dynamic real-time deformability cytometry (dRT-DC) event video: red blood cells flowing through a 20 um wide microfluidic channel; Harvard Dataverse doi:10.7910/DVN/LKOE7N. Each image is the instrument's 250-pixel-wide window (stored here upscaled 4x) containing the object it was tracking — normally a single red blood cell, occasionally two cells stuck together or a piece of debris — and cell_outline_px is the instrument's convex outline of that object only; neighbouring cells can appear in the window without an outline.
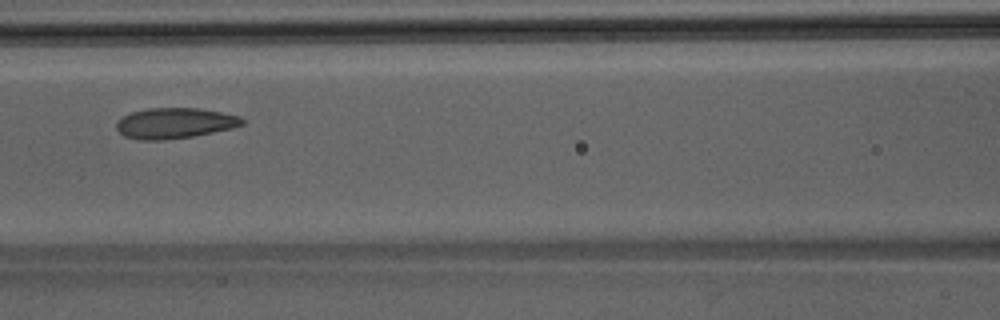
{"species": "Egyptian fruit bat (a non-hibernating species)", "species_latin": "Rousettus aegyptiacus", "temperature_condition": "room temperature", "stored_images_in_passage": 40, "camera_frame_rate_fps": 3000, "um_per_image_px": 0.085, "animal": {"sex": "male"}, "frame": {"image": 1, "passage_image": 14, "time_ms": 4.333, "image_size_px": [1000, 320], "cell_outline_px": [[244, 124], [232, 128], [192, 136], [164, 140], [140, 140], [124, 136], [116, 128], [116, 124], [124, 116], [132, 112], [148, 108], [200, 108], [240, 116], [244, 120]], "centroid_in_image_um": [14.86, 10.47], "position_along_channel_um": 151.7, "area_um2": 22.25}}
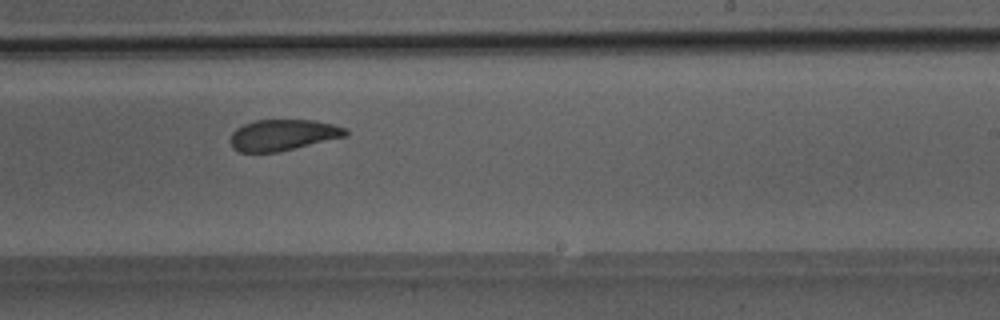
{"frame": {"image": 2, "passage_image": 22, "time_ms": 7.0, "image_size_px": [1000, 320], "cell_outline_px": [[348, 136], [280, 152], [240, 152], [232, 148], [228, 140], [232, 132], [236, 128], [244, 124], [256, 120], [312, 120], [332, 124], [348, 128]], "centroid_in_image_um": [24.05, 11.48], "position_along_channel_um": 265.0, "area_um2": 21.21}}
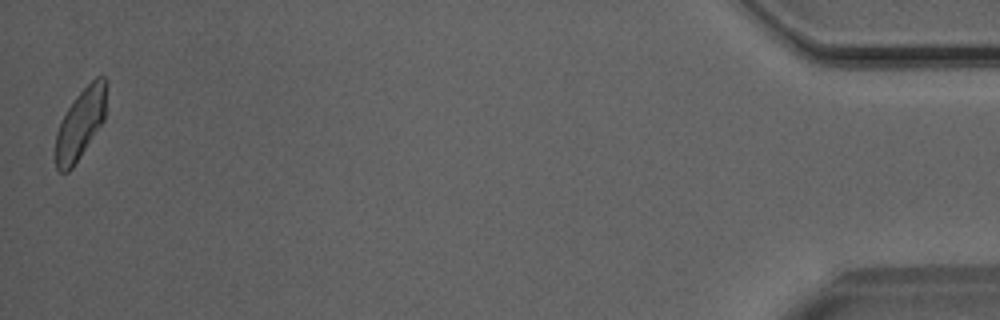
{"frame": {"image": 3, "passage_image": 40, "time_ms": 13.0, "image_size_px": [1000, 320], "cell_outline_px": [[104, 120], [72, 168], [68, 172], [60, 172], [56, 168], [56, 132], [68, 108], [76, 96], [96, 76], [104, 76]], "centroid_in_image_um": [6.8, 10.56], "position_along_channel_um": 428.4, "area_um2": 19.94}}